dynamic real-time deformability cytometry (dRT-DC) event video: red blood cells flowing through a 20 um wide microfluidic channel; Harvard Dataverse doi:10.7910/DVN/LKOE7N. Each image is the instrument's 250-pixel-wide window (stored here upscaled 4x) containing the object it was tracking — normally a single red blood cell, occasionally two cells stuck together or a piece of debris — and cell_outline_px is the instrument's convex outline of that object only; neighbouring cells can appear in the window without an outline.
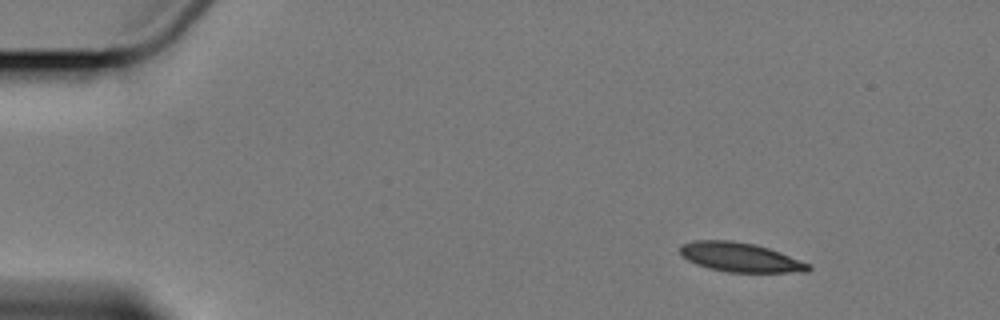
{"species": "Egyptian fruit bat (a non-hibernating species)", "species_latin": "Rousettus aegyptiacus", "temperature_condition": "cold", "stored_images_in_passage": 7, "camera_frame_rate_fps": 3000, "um_per_image_px": 0.085, "animal": {"sex": "female"}, "frame": {"image": 1, "passage_image": 2, "time_ms": 1.0, "image_size_px": [1000, 320], "cell_outline_px": [[812, 268], [808, 272], [728, 272], [708, 268], [696, 264], [688, 260], [680, 252], [680, 244], [692, 240], [732, 240], [756, 244], [780, 252], [812, 264]], "centroid_in_image_um": [62.94, 21.86], "position_along_channel_um": 22.1, "area_um2": 22.08}}
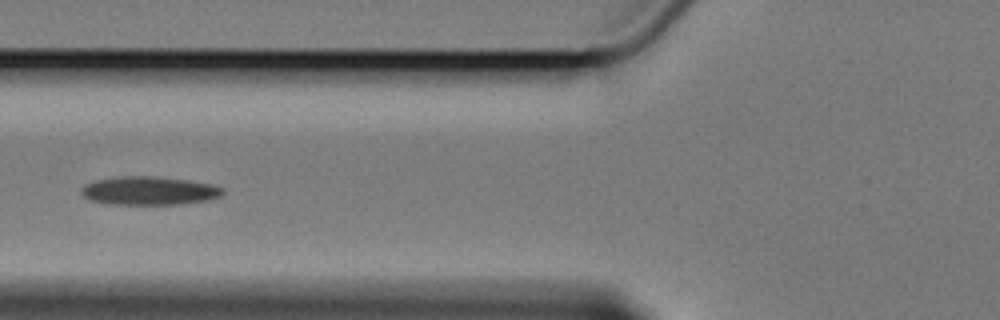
{"frame": {"image": 2, "passage_image": 6, "time_ms": 6.333, "image_size_px": [1000, 320], "cell_outline_px": [[224, 192], [220, 196], [208, 200], [180, 204], [108, 204], [92, 200], [84, 196], [80, 192], [80, 188], [84, 184], [96, 180], [120, 176], [156, 176], [188, 180], [212, 184], [224, 188]], "centroid_in_image_um": [12.68, 16.2], "position_along_channel_um": 113.1, "area_um2": 23.52}}
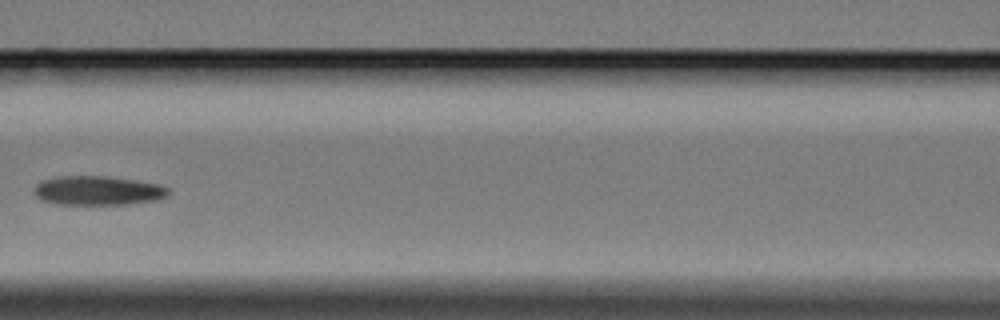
{"frame": {"image": 3, "passage_image": 7, "time_ms": 7.667, "image_size_px": [1000, 320], "cell_outline_px": [[168, 196], [156, 200], [128, 204], [56, 204], [40, 200], [36, 196], [32, 188], [40, 180], [60, 176], [104, 176], [132, 180], [156, 184], [168, 188]], "centroid_in_image_um": [8.24, 16.2], "position_along_channel_um": 158.4, "area_um2": 22.77}}